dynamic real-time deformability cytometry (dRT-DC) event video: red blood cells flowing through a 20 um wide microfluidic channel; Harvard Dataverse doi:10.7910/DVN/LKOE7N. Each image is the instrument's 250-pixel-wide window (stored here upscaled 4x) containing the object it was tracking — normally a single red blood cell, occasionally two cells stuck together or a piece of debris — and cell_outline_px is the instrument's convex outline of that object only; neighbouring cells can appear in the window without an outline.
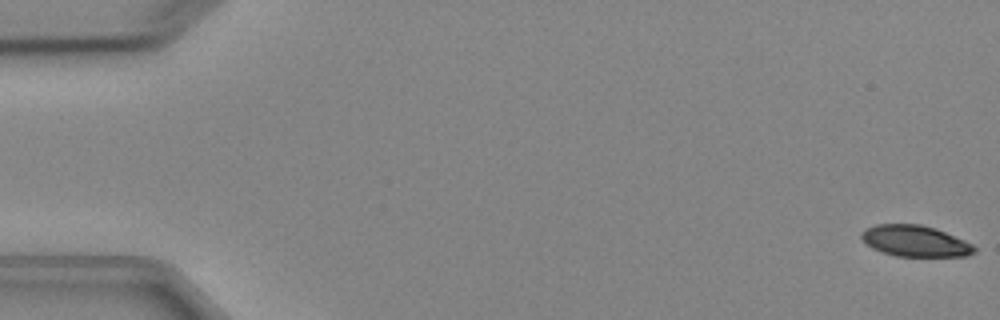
{"species": "Egyptian fruit bat (a non-hibernating species)", "species_latin": "Rousettus aegyptiacus", "temperature_condition": "cold", "stored_images_in_passage": 5, "camera_frame_rate_fps": 3000, "um_per_image_px": 0.085, "animal": {"sex": "female"}, "frame": {"image": 1, "passage_image": 1, "time_ms": 0.0, "image_size_px": [1000, 320], "cell_outline_px": [[976, 252], [968, 256], [896, 256], [872, 248], [860, 236], [860, 232], [864, 228], [876, 224], [920, 224], [936, 228], [964, 240], [972, 244], [976, 248]], "centroid_in_image_um": [77.79, 20.48], "position_along_channel_um": 7.2, "area_um2": 20.52}}
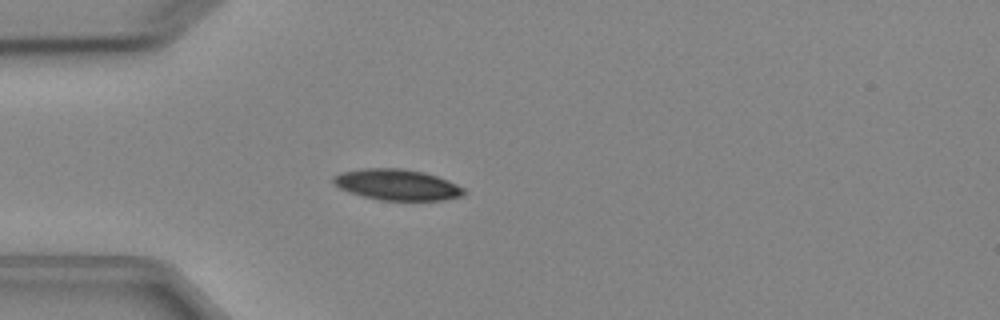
{"frame": {"image": 2, "passage_image": 5, "time_ms": 4.667, "image_size_px": [1000, 320], "cell_outline_px": [[468, 192], [464, 196], [444, 200], [380, 200], [348, 192], [340, 188], [332, 180], [332, 176], [340, 172], [360, 168], [404, 168], [424, 172], [448, 180], [464, 188]], "centroid_in_image_um": [33.77, 15.69], "position_along_channel_um": 51.2, "area_um2": 23.76}}